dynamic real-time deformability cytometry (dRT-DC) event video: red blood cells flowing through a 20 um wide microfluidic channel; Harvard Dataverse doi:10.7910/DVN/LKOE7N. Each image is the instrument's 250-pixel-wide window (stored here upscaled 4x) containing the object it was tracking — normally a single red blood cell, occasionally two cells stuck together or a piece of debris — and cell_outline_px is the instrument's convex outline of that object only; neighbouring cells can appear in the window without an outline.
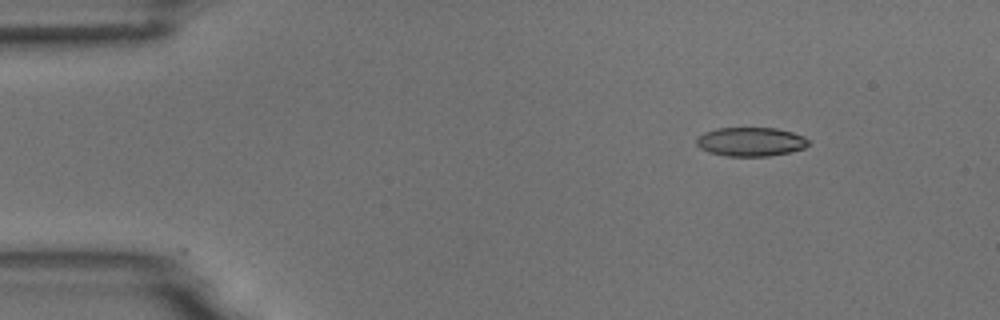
{"species": "common noctule bat (a hibernating species)", "species_latin": "Nyctalus noctula", "temperature_condition": "room temperature", "stored_images_in_passage": 27, "camera_frame_rate_fps": 3000, "um_per_image_px": 0.085, "animal": {"sex": "male", "body_mass_g": 18.8}, "frame": {"image": 1, "passage_image": 1, "time_ms": 0.0, "image_size_px": [1000, 320], "cell_outline_px": [[808, 144], [804, 148], [788, 152], [768, 156], [728, 156], [708, 152], [700, 148], [696, 144], [696, 140], [704, 132], [716, 128], [776, 128], [792, 132], [804, 136], [808, 140]], "centroid_in_image_um": [63.79, 12.04], "position_along_channel_um": 21.2, "area_um2": 18.79}}
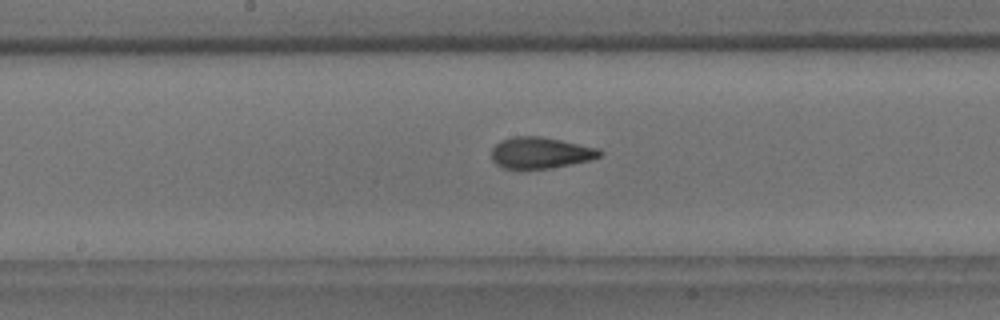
{"frame": {"image": 2, "passage_image": 22, "time_ms": 7.0, "image_size_px": [1000, 320], "cell_outline_px": [[604, 152], [600, 156], [588, 160], [548, 168], [504, 168], [496, 164], [492, 160], [492, 148], [500, 140], [516, 136], [540, 136], [600, 148]], "centroid_in_image_um": [45.93, 12.97], "position_along_channel_um": 202.3, "area_um2": 19.48}}
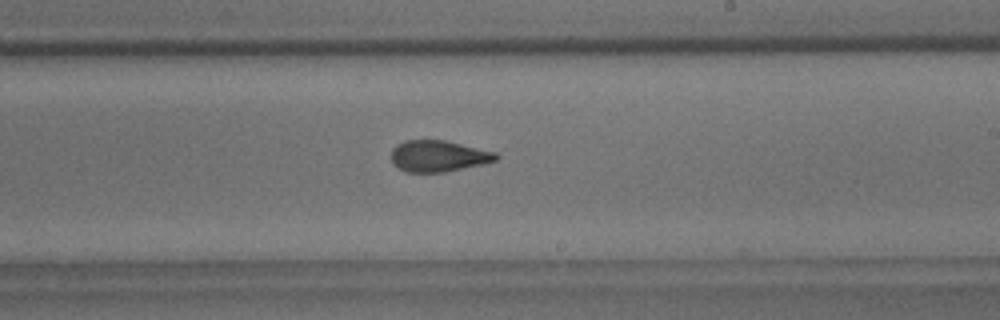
{"frame": {"image": 3, "passage_image": 26, "time_ms": 8.333, "image_size_px": [1000, 320], "cell_outline_px": [[500, 156], [496, 160], [484, 164], [444, 172], [404, 172], [392, 164], [392, 148], [396, 144], [404, 140], [444, 140], [496, 152]], "centroid_in_image_um": [37.24, 13.27], "position_along_channel_um": 251.8, "area_um2": 19.25}}